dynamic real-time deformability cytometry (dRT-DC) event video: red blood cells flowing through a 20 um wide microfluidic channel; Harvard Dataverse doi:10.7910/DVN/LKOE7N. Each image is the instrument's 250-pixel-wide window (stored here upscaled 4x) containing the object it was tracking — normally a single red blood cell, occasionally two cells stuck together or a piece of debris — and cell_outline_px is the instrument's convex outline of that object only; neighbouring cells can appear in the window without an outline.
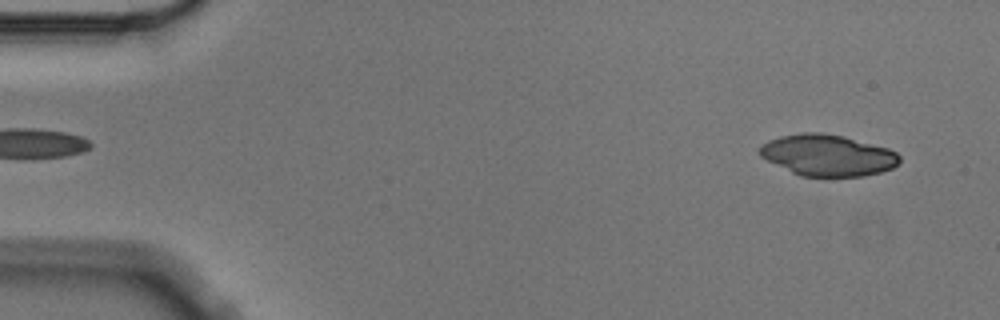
{"species": "Egyptian fruit bat (a non-hibernating species)", "species_latin": "Rousettus aegyptiacus", "temperature_condition": "cold", "stored_images_in_passage": 5, "camera_frame_rate_fps": 3000, "um_per_image_px": 0.085, "animal": {"sex": "male"}, "frame": {"image": 1, "passage_image": 5, "time_ms": 1.333, "image_size_px": [1000, 320], "cell_outline_px": [[900, 160], [892, 168], [880, 172], [864, 176], [800, 176], [760, 156], [756, 152], [768, 140], [780, 136], [800, 132], [820, 132], [844, 136], [888, 148], [896, 152], [900, 156]], "centroid_in_image_um": [70.35, 13.18], "position_along_channel_um": 14.7, "area_um2": 33.58}}